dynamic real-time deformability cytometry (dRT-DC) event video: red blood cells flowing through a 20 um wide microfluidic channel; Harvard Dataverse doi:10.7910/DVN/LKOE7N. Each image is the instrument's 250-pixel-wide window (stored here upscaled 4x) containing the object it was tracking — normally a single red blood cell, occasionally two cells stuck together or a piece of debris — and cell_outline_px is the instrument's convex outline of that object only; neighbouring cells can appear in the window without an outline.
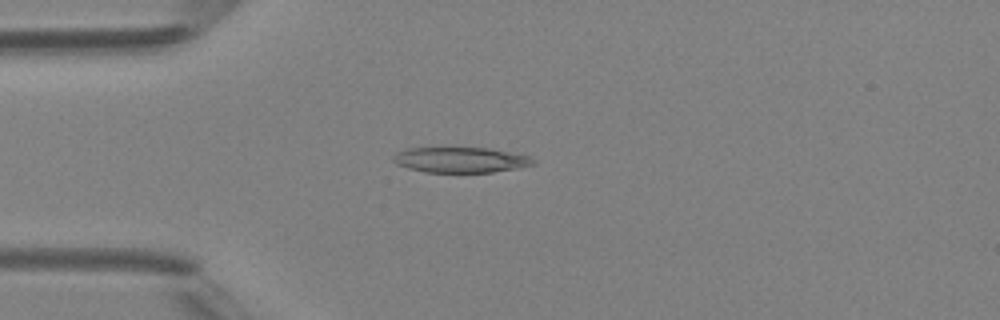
{"species": "Egyptian fruit bat (a non-hibernating species)", "species_latin": "Rousettus aegyptiacus", "temperature_condition": "room temperature", "stored_images_in_passage": 5, "camera_frame_rate_fps": 3000, "um_per_image_px": 0.085, "animal": {"sex": "female"}, "frame": {"image": 1, "passage_image": 4, "time_ms": 3.333, "image_size_px": [1000, 320], "cell_outline_px": [[536, 164], [516, 168], [492, 172], [424, 172], [408, 168], [396, 164], [392, 160], [392, 156], [396, 152], [408, 148], [488, 148], [528, 156], [536, 160]], "centroid_in_image_um": [39.11, 13.59], "position_along_channel_um": 45.9, "area_um2": 20.63}}